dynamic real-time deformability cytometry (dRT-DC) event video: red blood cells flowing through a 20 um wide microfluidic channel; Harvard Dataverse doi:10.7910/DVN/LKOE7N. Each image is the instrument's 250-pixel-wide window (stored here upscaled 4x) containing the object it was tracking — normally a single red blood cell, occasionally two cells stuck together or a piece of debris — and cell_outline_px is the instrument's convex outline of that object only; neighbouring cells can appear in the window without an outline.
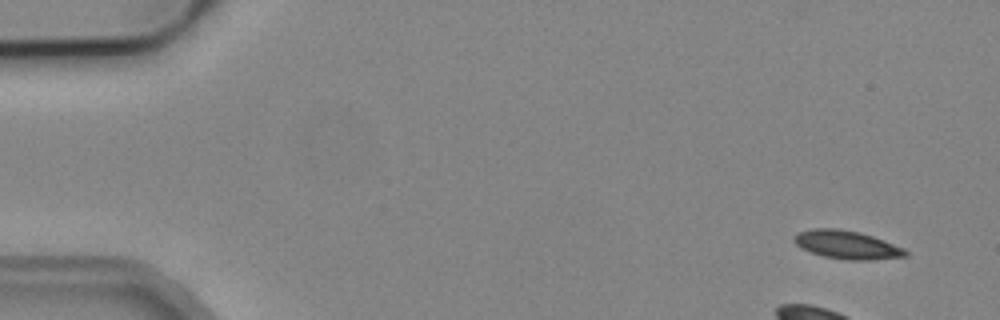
{"species": "common noctule bat (a hibernating species)", "species_latin": "Nyctalus noctula", "temperature_condition": "cold", "stored_images_in_passage": 4, "camera_frame_rate_fps": 3000, "um_per_image_px": 0.085, "animal": {"sex": "male", "body_mass_g": 19.2, "forearm_length_mm": 51.8}, "frame": {"image": 1, "passage_image": 1, "time_ms": 0.0, "image_size_px": [1000, 320], "cell_outline_px": [[908, 256], [872, 260], [848, 260], [824, 256], [800, 248], [792, 240], [792, 236], [796, 232], [812, 228], [836, 228], [860, 232], [884, 240], [904, 248], [908, 252]], "centroid_in_image_um": [71.96, 20.8], "position_along_channel_um": 13.0, "area_um2": 18.55}}